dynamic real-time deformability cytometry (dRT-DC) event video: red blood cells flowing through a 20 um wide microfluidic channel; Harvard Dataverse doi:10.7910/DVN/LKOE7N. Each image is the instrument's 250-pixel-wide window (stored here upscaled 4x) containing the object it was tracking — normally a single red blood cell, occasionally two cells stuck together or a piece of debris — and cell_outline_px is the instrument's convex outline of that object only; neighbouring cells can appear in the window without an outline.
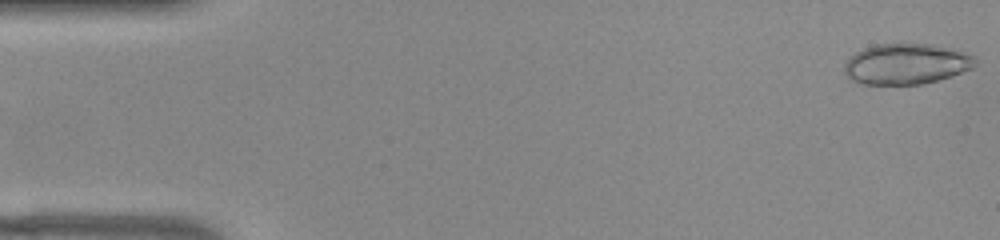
{"species": "common noctule bat (a hibernating species)", "species_latin": "Nyctalus noctula", "temperature_condition": "warm", "stored_images_in_passage": 51, "camera_frame_rate_fps": 3000, "um_per_image_px": 0.085, "animal": {"sex": "female", "body_mass_g": 22.0, "forearm_length_mm": 56.7}, "frame": {"image": 1, "passage_image": 1, "time_ms": 0.0, "image_size_px": [1000, 240], "cell_outline_px": [[976, 64], [972, 68], [924, 84], [860, 84], [852, 80], [844, 72], [844, 64], [848, 56], [864, 48], [876, 44], [928, 44], [960, 52], [972, 56], [976, 60]], "centroid_in_image_um": [76.94, 5.44], "position_along_channel_um": 8.1, "area_um2": 30.52}}